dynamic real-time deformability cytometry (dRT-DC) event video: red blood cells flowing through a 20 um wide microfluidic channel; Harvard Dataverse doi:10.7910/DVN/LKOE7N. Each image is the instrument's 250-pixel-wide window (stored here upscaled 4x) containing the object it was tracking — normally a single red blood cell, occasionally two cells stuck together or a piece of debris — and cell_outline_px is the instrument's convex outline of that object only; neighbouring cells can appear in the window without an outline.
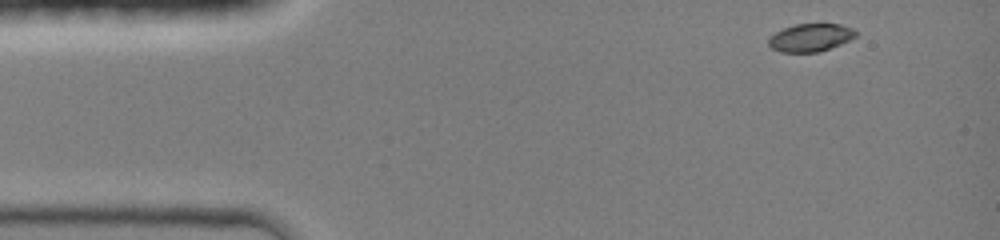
{"species": "common noctule bat (a hibernating species)", "species_latin": "Nyctalus noctula", "temperature_condition": "room temperature", "stored_images_in_passage": 39, "camera_frame_rate_fps": 3000, "um_per_image_px": 0.085, "animal": {"sex": "female", "body_mass_g": 19.0, "forearm_length_mm": 51.5}, "frame": {"image": 1, "passage_image": 1, "time_ms": 0.0, "image_size_px": [1000, 240], "cell_outline_px": [[856, 36], [840, 44], [816, 52], [780, 52], [772, 48], [768, 44], [768, 40], [776, 32], [784, 28], [796, 24], [840, 24], [852, 28], [856, 32]], "centroid_in_image_um": [68.88, 3.19], "position_along_channel_um": 16.1, "area_um2": 13.87}}
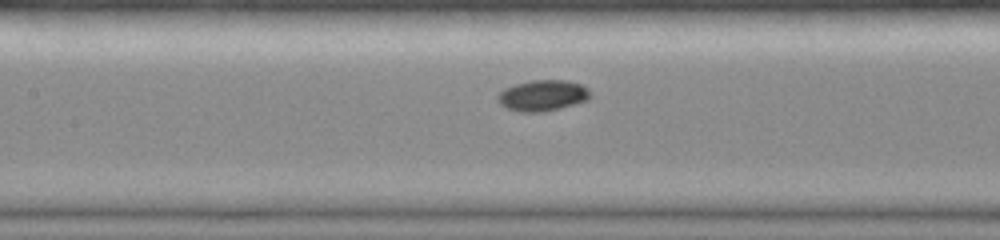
{"frame": {"image": 2, "passage_image": 17, "time_ms": 5.333, "image_size_px": [1000, 240], "cell_outline_px": [[592, 96], [588, 100], [560, 108], [544, 112], [520, 112], [508, 108], [500, 104], [496, 100], [496, 96], [504, 88], [516, 84], [532, 80], [564, 80], [584, 84], [592, 92]], "centroid_in_image_um": [46.16, 8.11], "position_along_channel_um": 161.2, "area_um2": 16.94}}
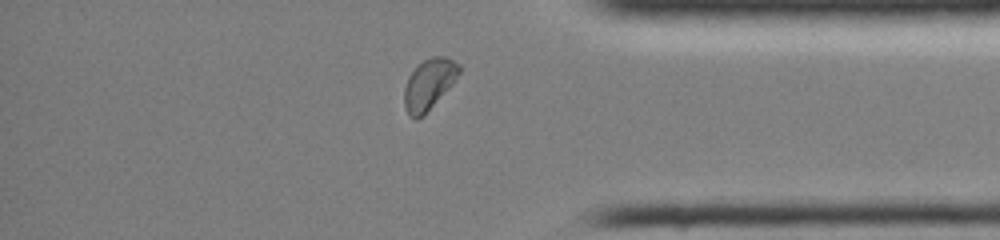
{"frame": {"image": 3, "passage_image": 34, "time_ms": 11.0, "image_size_px": [1000, 240], "cell_outline_px": [[460, 72], [452, 84], [424, 116], [416, 120], [408, 112], [404, 104], [404, 88], [408, 76], [424, 60], [432, 56], [444, 56], [460, 64]], "centroid_in_image_um": [36.46, 7.16], "position_along_channel_um": 398.7, "area_um2": 16.01}, "authors_computed_cell_mechanics": {"area_um2": 15.606, "velocity_mm_per_s": 4.2878, "shape_relaxation_time_tau1_ms": 2.0896, "shape_relaxation_time_tau2_ms": null, "deformation_change_tau1": 0.0891, "deformation_change_tau2": null}}